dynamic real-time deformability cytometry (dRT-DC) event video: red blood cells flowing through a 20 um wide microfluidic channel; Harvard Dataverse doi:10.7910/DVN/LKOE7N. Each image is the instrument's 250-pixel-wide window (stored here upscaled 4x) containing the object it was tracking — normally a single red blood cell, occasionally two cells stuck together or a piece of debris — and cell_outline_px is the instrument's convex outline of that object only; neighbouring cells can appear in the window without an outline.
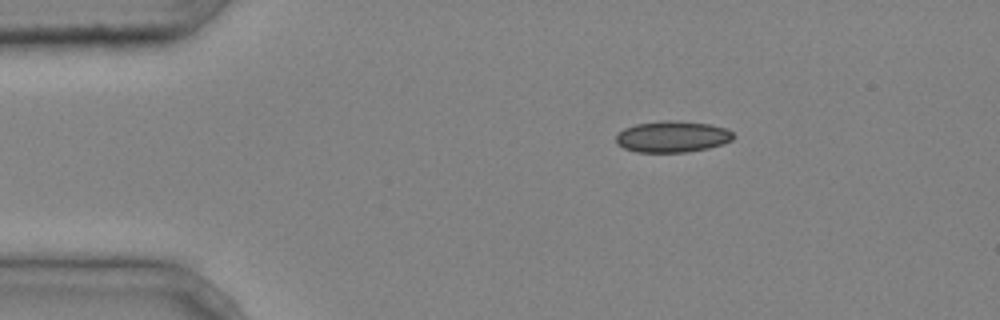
{"species": "common noctule bat (a hibernating species)", "species_latin": "Nyctalus noctula", "temperature_condition": "cold", "stored_images_in_passage": 2, "camera_frame_rate_fps": 3000, "um_per_image_px": 0.085, "animal": {"sex": "male", "body_mass_g": 20.4}, "frame": {"image": 1, "passage_image": 2, "time_ms": 0.333, "image_size_px": [1000, 320], "cell_outline_px": [[736, 136], [732, 140], [708, 148], [688, 152], [636, 152], [624, 148], [616, 144], [616, 136], [624, 128], [636, 124], [668, 120], [712, 124], [724, 128], [732, 132]], "centroid_in_image_um": [57.14, 11.62], "position_along_channel_um": 27.9, "area_um2": 21.33}}